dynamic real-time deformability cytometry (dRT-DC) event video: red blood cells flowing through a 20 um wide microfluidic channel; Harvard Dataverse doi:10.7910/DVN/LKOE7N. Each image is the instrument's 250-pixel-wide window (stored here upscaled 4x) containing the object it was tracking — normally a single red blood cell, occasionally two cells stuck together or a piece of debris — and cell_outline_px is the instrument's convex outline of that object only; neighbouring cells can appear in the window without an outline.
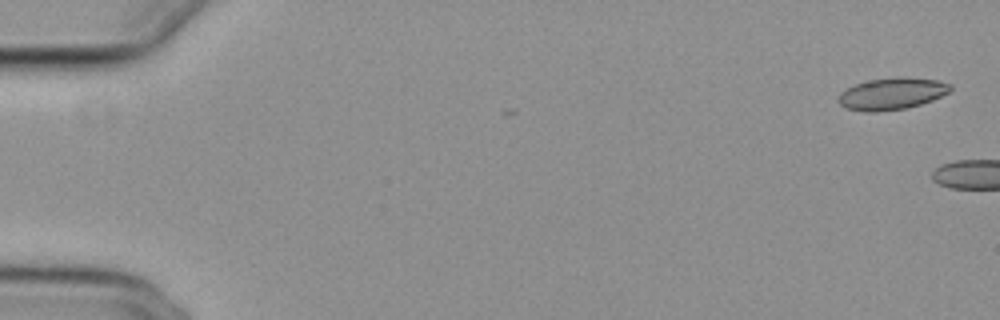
{"species": "common noctule bat (a hibernating species)", "species_latin": "Nyctalus noctula", "temperature_condition": "cold", "stored_images_in_passage": 5, "camera_frame_rate_fps": 3000, "um_per_image_px": 0.085, "animal": {"sex": "female", "body_mass_g": 29.2, "forearm_length_mm": 56.3}, "frame": {"image": 1, "passage_image": 1, "time_ms": 0.0, "image_size_px": [1000, 320], "cell_outline_px": [[952, 88], [948, 92], [932, 100], [920, 104], [904, 108], [876, 112], [864, 112], [848, 108], [840, 104], [836, 100], [840, 92], [856, 84], [868, 80], [900, 76], [904, 76], [936, 80], [952, 84]], "centroid_in_image_um": [75.79, 7.95], "position_along_channel_um": 9.2, "area_um2": 20.75}}